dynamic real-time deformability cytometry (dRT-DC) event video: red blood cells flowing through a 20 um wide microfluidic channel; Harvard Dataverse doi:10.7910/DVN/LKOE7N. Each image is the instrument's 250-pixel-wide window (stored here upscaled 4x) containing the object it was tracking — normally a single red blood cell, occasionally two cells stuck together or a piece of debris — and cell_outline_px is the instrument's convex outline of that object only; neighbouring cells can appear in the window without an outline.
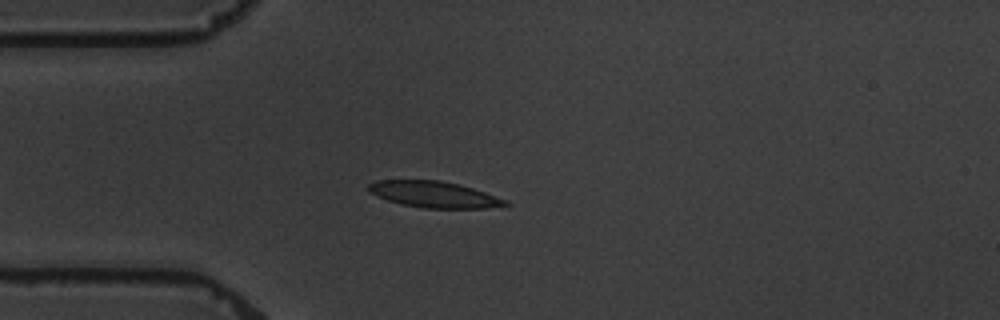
{"species": "common noctule bat (a hibernating species)", "species_latin": "Nyctalus noctula", "temperature_condition": "warm", "stored_images_in_passage": 4, "camera_frame_rate_fps": 3000, "um_per_image_px": 0.085, "animal": {"sex": "male", "body_mass_g": 19.5, "forearm_length_mm": 54.6}, "frame": {"image": 1, "passage_image": 4, "time_ms": 4.333, "image_size_px": [1000, 320], "cell_outline_px": [[512, 204], [484, 208], [424, 208], [400, 204], [388, 200], [368, 192], [368, 184], [376, 180], [440, 180], [472, 188], [508, 200]], "centroid_in_image_um": [36.88, 16.53], "position_along_channel_um": 48.1, "area_um2": 20.81}}